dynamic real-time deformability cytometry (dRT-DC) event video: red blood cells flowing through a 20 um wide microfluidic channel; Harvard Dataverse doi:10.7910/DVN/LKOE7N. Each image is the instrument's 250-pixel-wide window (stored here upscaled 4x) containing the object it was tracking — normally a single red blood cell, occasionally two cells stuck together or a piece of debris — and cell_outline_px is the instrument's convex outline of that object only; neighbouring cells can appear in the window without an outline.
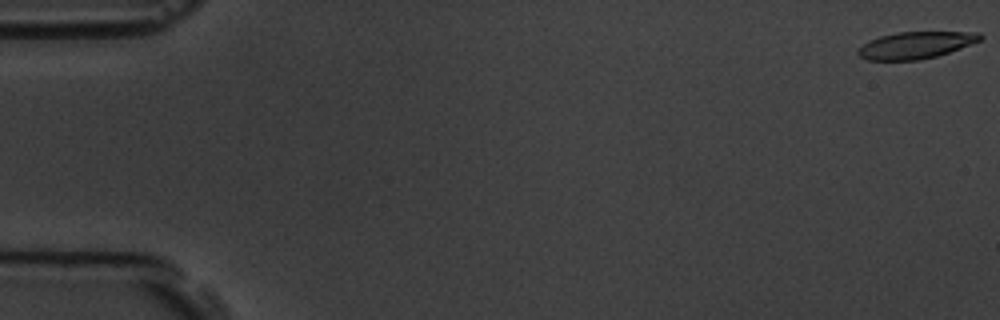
{"species": "common noctule bat (a hibernating species)", "species_latin": "Nyctalus noctula", "temperature_condition": "room temperature", "stored_images_in_passage": 57, "camera_frame_rate_fps": 3000, "um_per_image_px": 0.085, "animal": {"sex": "male", "body_mass_g": 19.5, "forearm_length_mm": 54.6}, "frame": {"image": 1, "passage_image": 1, "time_ms": 0.0, "image_size_px": [1000, 320], "cell_outline_px": [[984, 36], [980, 40], [948, 52], [936, 56], [920, 60], [868, 60], [860, 56], [856, 52], [868, 40], [880, 36], [896, 32], [980, 32]], "centroid_in_image_um": [77.81, 3.83], "position_along_channel_um": 7.2, "area_um2": 18.96}}
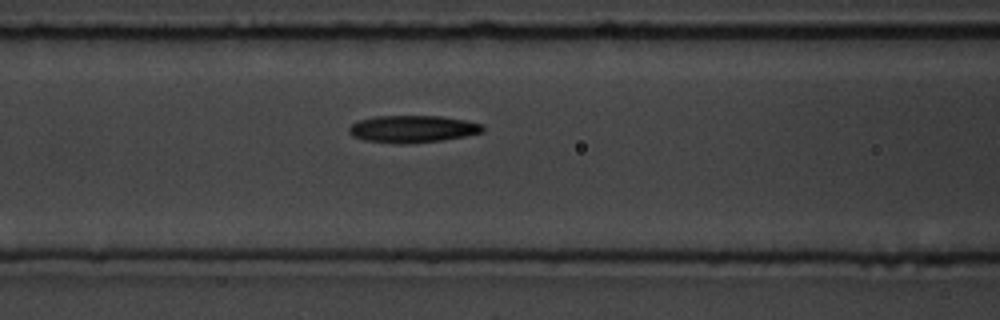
{"frame": {"image": 2, "passage_image": 24, "time_ms": 7.667, "image_size_px": [1000, 320], "cell_outline_px": [[484, 132], [444, 140], [404, 144], [396, 144], [364, 140], [352, 136], [348, 132], [348, 128], [356, 120], [376, 116], [440, 116], [464, 120], [484, 124]], "centroid_in_image_um": [35.05, 10.96], "position_along_channel_um": 131.6, "area_um2": 21.39}}
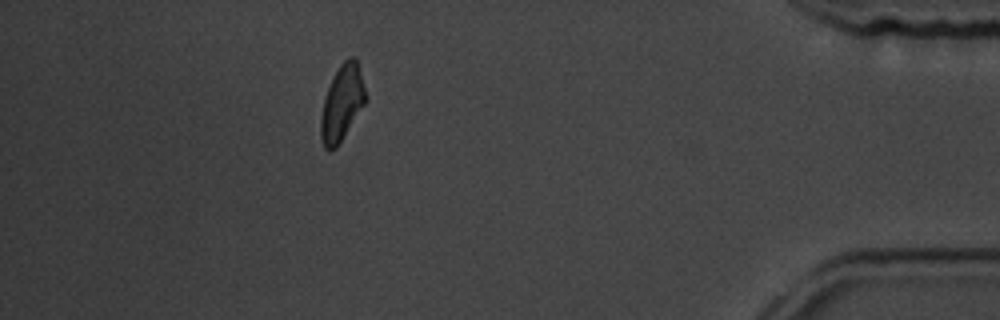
{"frame": {"image": 3, "passage_image": 51, "time_ms": 16.667, "image_size_px": [1000, 320], "cell_outline_px": [[368, 100], [336, 148], [328, 152], [324, 148], [320, 136], [320, 120], [324, 96], [340, 64], [348, 56], [356, 56], [368, 96]], "centroid_in_image_um": [29.09, 8.75], "position_along_channel_um": 406.1, "area_um2": 20.11}, "authors_computed_cell_mechanics": {"area_um2": 20.2878, "velocity_mm_per_s": 3.6038, "shape_relaxation_time_tau1_ms": 8.2321, "shape_relaxation_time_tau2_ms": 4.9379, "deformation_change_tau1": 0.1839, "deformation_change_tau2": 0.1165}}